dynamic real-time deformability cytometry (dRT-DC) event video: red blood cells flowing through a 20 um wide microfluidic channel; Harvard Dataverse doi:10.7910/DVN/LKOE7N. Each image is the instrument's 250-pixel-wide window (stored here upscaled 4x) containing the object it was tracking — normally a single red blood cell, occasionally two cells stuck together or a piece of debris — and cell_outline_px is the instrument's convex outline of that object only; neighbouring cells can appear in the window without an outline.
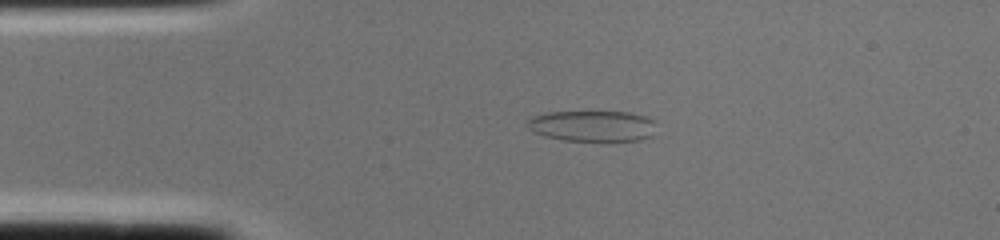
{"species": "common noctule bat (a hibernating species)", "species_latin": "Nyctalus noctula", "temperature_condition": "cold", "stored_images_in_passage": 1, "camera_frame_rate_fps": 3000, "um_per_image_px": 0.085, "animal": {"sex": "female", "body_mass_g": 22.0, "forearm_length_mm": 56.7}, "frame": {"image": 1, "passage_image": 1, "time_ms": 0.0, "image_size_px": [1000, 240], "cell_outline_px": [[656, 120], [652, 136], [640, 140], [564, 140], [544, 136], [532, 132], [528, 128], [528, 120], [532, 116], [548, 112], [628, 112], [648, 116]], "centroid_in_image_um": [50.38, 10.69], "position_along_channel_um": 34.6, "area_um2": 23.24}}